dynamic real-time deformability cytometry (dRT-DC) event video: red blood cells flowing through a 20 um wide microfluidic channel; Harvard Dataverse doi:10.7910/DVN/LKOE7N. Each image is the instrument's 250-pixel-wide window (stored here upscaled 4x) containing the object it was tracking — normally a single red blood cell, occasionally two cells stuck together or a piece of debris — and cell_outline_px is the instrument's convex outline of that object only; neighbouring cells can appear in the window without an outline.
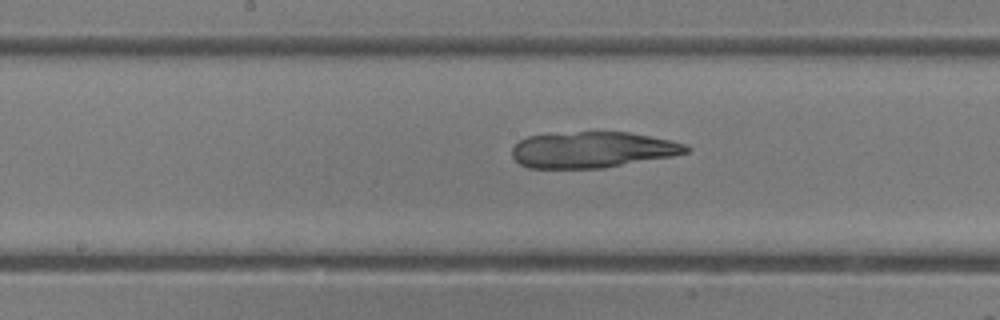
{"species": "common noctule bat (a hibernating species)", "species_latin": "Nyctalus noctula", "temperature_condition": "room temperature", "stored_images_in_passage": 47, "camera_frame_rate_fps": 3000, "um_per_image_px": 0.085, "animal": {"sex": "female"}, "frame": {"image": 1, "passage_image": 24, "time_ms": 7.667, "image_size_px": [1000, 320], "cell_outline_px": [[692, 148], [688, 152], [672, 156], [604, 168], [528, 168], [520, 164], [512, 156], [512, 148], [520, 140], [528, 136], [576, 132], [628, 132], [688, 144]], "centroid_in_image_um": [50.37, 12.74], "position_along_channel_um": 197.8, "area_um2": 36.41}}